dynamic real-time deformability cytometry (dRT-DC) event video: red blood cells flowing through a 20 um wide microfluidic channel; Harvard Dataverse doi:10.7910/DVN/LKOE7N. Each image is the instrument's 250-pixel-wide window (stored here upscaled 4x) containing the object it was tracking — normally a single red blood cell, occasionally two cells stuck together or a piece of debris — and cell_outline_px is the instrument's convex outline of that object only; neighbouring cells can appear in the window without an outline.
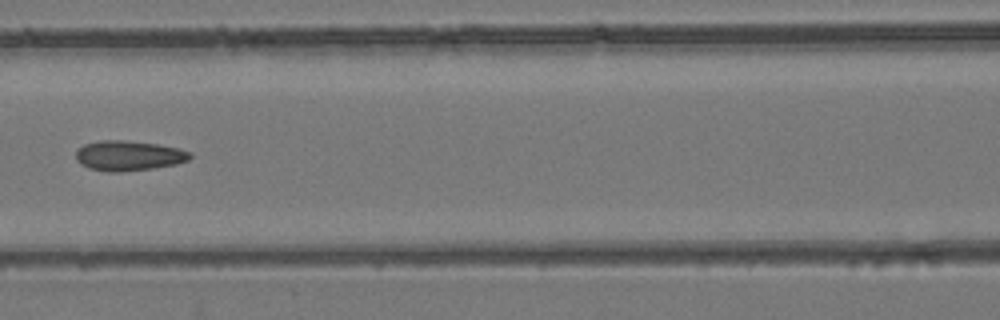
{"species": "common noctule bat (a hibernating species)", "species_latin": "Nyctalus noctula", "temperature_condition": "room temperature", "stored_images_in_passage": 4, "camera_frame_rate_fps": 3000, "um_per_image_px": 0.085, "animal": {"sex": "female", "body_mass_g": 24.6, "forearm_length_mm": 56.2}, "frame": {"image": 1, "passage_image": 3, "time_ms": 0.667, "image_size_px": [1000, 320], "cell_outline_px": [[192, 156], [188, 160], [176, 164], [152, 168], [120, 172], [108, 172], [88, 168], [80, 164], [76, 160], [76, 152], [84, 144], [100, 140], [124, 140], [156, 144], [180, 148], [192, 152]], "centroid_in_image_um": [10.93, 13.23], "position_along_channel_um": 155.7, "area_um2": 20.06}}
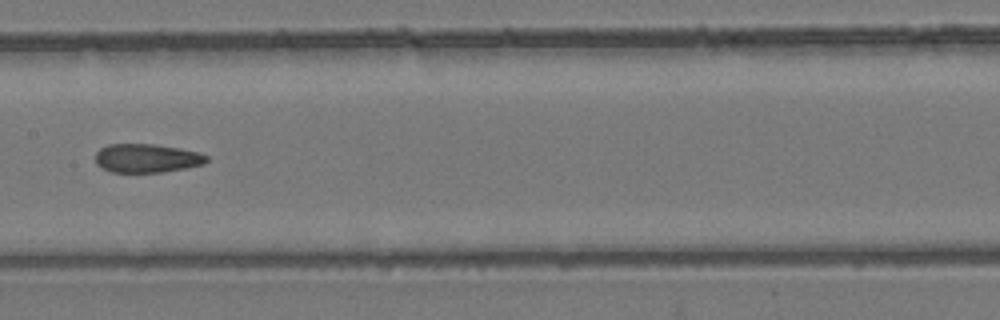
{"frame": {"image": 2, "passage_image": 4, "time_ms": 1.0, "image_size_px": [1000, 320], "cell_outline_px": [[208, 160], [204, 164], [188, 168], [164, 172], [112, 172], [96, 164], [96, 152], [100, 148], [108, 144], [152, 144], [180, 148], [196, 152], [208, 156]], "centroid_in_image_um": [12.49, 13.45], "position_along_channel_um": 194.9, "area_um2": 18.61}}